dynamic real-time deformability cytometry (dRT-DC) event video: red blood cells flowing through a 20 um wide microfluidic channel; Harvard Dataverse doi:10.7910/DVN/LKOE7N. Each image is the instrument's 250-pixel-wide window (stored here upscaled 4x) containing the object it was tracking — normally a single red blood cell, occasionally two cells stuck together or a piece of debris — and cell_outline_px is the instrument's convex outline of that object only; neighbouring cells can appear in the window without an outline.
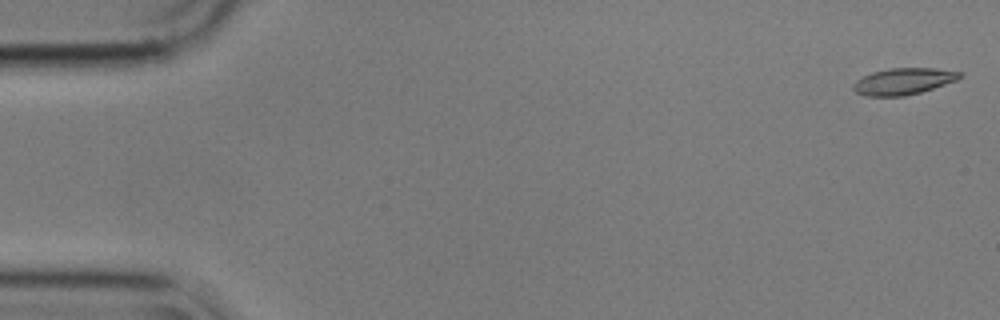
{"species": "common noctule bat (a hibernating species)", "species_latin": "Nyctalus noctula", "temperature_condition": "cold", "stored_images_in_passage": 57, "camera_frame_rate_fps": 3000, "um_per_image_px": 0.085, "animal": {"sex": "male", "body_mass_g": 17.9}, "frame": {"image": 1, "passage_image": 2, "time_ms": 0.333, "image_size_px": [1000, 320], "cell_outline_px": [[964, 72], [956, 80], [920, 92], [904, 96], [864, 96], [856, 92], [852, 88], [852, 84], [856, 80], [872, 72], [888, 68], [932, 68]], "centroid_in_image_um": [76.74, 6.91], "position_along_channel_um": 8.3, "area_um2": 16.36}}
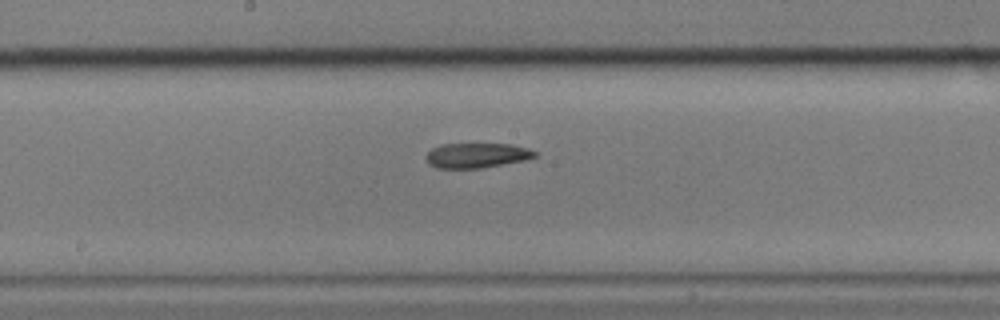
{"frame": {"image": 2, "passage_image": 30, "time_ms": 9.667, "image_size_px": [1000, 320], "cell_outline_px": [[536, 156], [524, 160], [480, 168], [436, 168], [428, 164], [428, 152], [432, 148], [440, 144], [512, 144], [528, 148], [536, 152]], "centroid_in_image_um": [40.52, 13.2], "position_along_channel_um": 207.7, "area_um2": 15.61}}
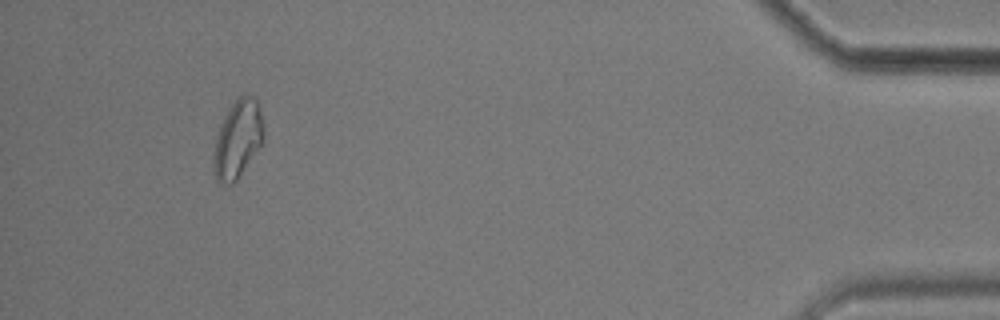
{"frame": {"image": 3, "passage_image": 53, "time_ms": 17.333, "image_size_px": [1000, 320], "cell_outline_px": [[264, 140], [236, 180], [232, 184], [220, 184], [216, 180], [212, 164], [212, 160], [216, 136], [220, 124], [224, 116], [232, 104], [244, 92], [252, 96], [256, 100], [260, 108], [264, 128]], "centroid_in_image_um": [20.19, 11.82], "position_along_channel_um": 415.0, "area_um2": 22.77}, "authors_computed_cell_mechanics": {"area_um2": 16.8776, "velocity_mm_per_s": 3.5698, "shape_relaxation_time_tau1_ms": null, "shape_relaxation_time_tau2_ms": 9.1552, "deformation_change_tau1": null, "deformation_change_tau2": 0.1742}}